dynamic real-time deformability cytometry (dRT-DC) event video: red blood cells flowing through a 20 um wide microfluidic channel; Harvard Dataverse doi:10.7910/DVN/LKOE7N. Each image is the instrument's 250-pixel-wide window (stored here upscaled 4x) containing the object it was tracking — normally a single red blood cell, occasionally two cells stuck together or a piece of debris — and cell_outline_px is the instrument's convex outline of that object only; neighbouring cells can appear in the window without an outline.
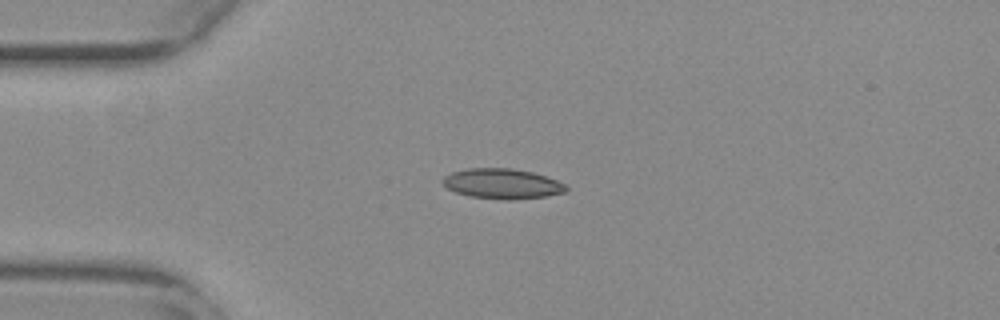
{"species": "common noctule bat (a hibernating species)", "species_latin": "Nyctalus noctula", "temperature_condition": "warm", "stored_images_in_passage": 17, "camera_frame_rate_fps": 3000, "um_per_image_px": 0.085, "animal": {"sex": "female", "body_mass_g": 29.2, "forearm_length_mm": 56.3}, "frame": {"image": 1, "passage_image": 12, "time_ms": 3.667, "image_size_px": [1000, 320], "cell_outline_px": [[568, 192], [548, 196], [508, 200], [504, 200], [472, 196], [456, 192], [448, 188], [440, 180], [444, 176], [452, 172], [468, 168], [512, 168], [532, 172], [556, 180], [564, 184], [568, 188]], "centroid_in_image_um": [42.7, 15.61], "position_along_channel_um": 42.3, "area_um2": 21.62}}